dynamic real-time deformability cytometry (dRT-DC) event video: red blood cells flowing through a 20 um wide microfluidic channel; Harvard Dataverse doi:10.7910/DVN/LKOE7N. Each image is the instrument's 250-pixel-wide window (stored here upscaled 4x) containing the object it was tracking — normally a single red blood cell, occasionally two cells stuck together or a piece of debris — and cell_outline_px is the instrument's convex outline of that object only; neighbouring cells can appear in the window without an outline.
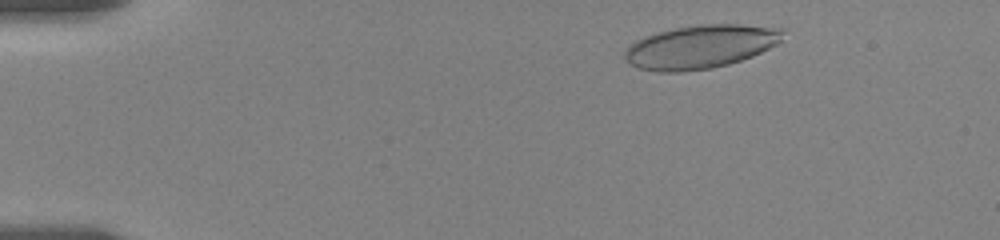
{"species": "human", "species_latin": "Homo sapiens", "temperature_condition": "room temperature", "stored_images_in_passage": 54, "camera_frame_rate_fps": 3000, "um_per_image_px": 0.085, "donor": {"sex": "female"}, "frame": {"image": 1, "passage_image": 5, "time_ms": 1.333, "image_size_px": [1000, 240], "cell_outline_px": [[784, 32], [780, 40], [776, 44], [752, 56], [728, 64], [712, 68], [680, 72], [660, 72], [636, 68], [628, 64], [624, 60], [624, 52], [636, 40], [644, 36], [676, 28], [700, 24], [740, 24], [784, 28]], "centroid_in_image_um": [59.52, 3.98], "position_along_channel_um": 25.5, "area_um2": 40.0}}
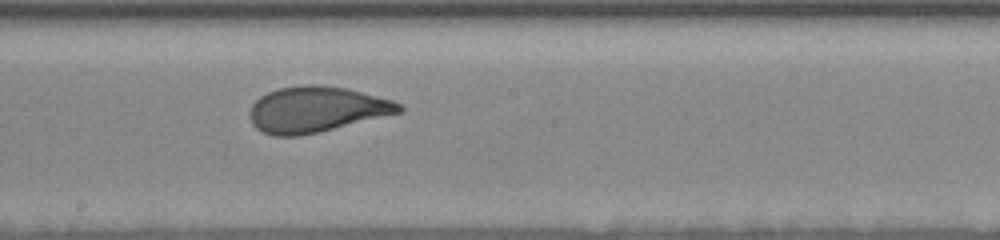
{"frame": {"image": 2, "passage_image": 29, "time_ms": 9.333, "image_size_px": [1000, 240], "cell_outline_px": [[404, 112], [316, 132], [296, 136], [272, 136], [256, 128], [252, 124], [248, 116], [252, 104], [260, 96], [268, 92], [280, 88], [304, 84], [320, 84], [344, 88], [392, 100], [400, 104], [404, 108]], "centroid_in_image_um": [26.87, 9.29], "position_along_channel_um": 221.3, "area_um2": 39.59}}
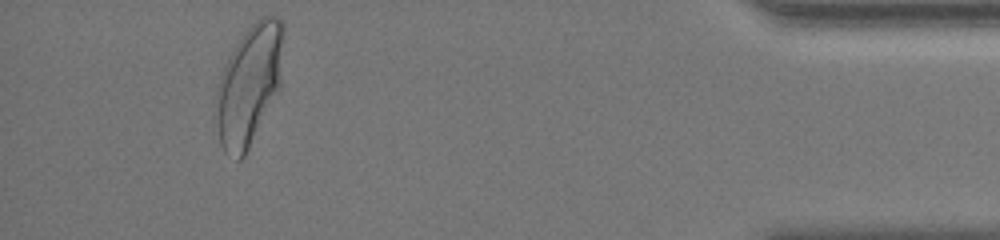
{"frame": {"image": 3, "passage_image": 50, "time_ms": 16.333, "image_size_px": [1000, 240], "cell_outline_px": [[284, 32], [280, 92], [244, 156], [240, 160], [236, 160], [224, 152], [220, 144], [216, 124], [216, 88], [224, 64], [228, 56], [244, 32], [260, 16], [276, 16], [284, 24]], "centroid_in_image_um": [21.19, 7.22], "position_along_channel_um": 414.0, "area_um2": 47.92}, "authors_computed_cell_mechanics": {"area_um2": 39.9109, "velocity_mm_per_s": 3.5114, "shape_relaxation_time_tau1_ms": 4.5619, "shape_relaxation_time_tau2_ms": null, "deformation_change_tau1": 0.1818, "deformation_change_tau2": null}}